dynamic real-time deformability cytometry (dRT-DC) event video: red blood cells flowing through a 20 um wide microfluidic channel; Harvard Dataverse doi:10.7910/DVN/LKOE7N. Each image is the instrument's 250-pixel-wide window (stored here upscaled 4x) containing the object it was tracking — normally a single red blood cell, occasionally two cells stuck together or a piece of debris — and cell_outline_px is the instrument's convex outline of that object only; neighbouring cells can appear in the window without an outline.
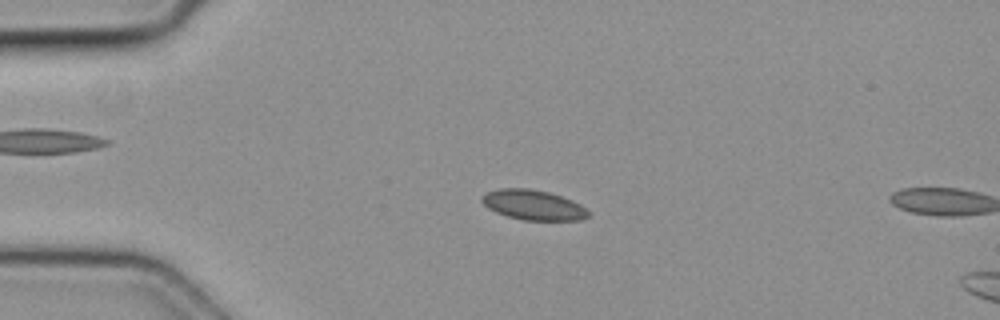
{"species": "common noctule bat (a hibernating species)", "species_latin": "Nyctalus noctula", "temperature_condition": "cold", "stored_images_in_passage": 4, "camera_frame_rate_fps": 3000, "um_per_image_px": 0.085, "animal": {"sex": "female", "body_mass_g": 19.3, "forearm_length_mm": 54.1}, "frame": {"image": 1, "passage_image": 3, "time_ms": 0.667, "image_size_px": [1000, 320], "cell_outline_px": [[588, 216], [580, 220], [524, 220], [508, 216], [496, 212], [488, 208], [480, 200], [480, 196], [488, 192], [500, 188], [528, 188], [548, 192], [572, 200], [580, 204], [588, 212]], "centroid_in_image_um": [45.29, 17.41], "position_along_channel_um": 39.7, "area_um2": 18.44}}